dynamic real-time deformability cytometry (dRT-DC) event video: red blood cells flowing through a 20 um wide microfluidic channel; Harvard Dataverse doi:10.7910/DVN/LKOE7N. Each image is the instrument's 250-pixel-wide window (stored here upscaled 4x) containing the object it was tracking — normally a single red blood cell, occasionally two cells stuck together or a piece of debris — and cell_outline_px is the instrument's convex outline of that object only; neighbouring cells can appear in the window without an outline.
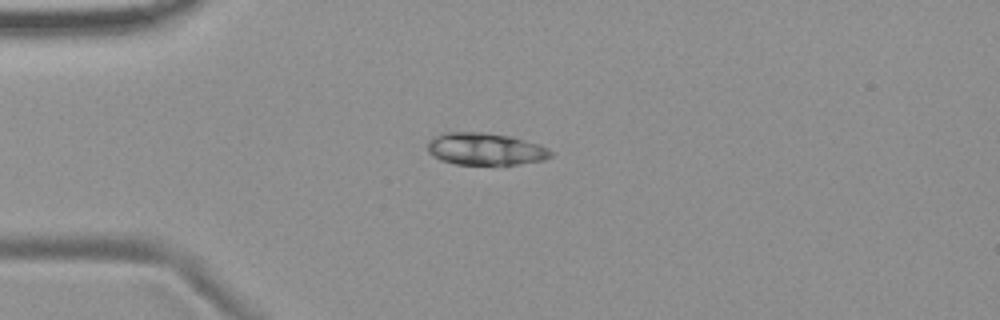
{"species": "common noctule bat (a hibernating species)", "species_latin": "Nyctalus noctula", "temperature_condition": "room temperature", "stored_images_in_passage": 9, "camera_frame_rate_fps": 3000, "um_per_image_px": 0.085, "animal": {"sex": "female", "body_mass_g": 19.9}, "frame": {"image": 1, "passage_image": 4, "time_ms": 3.667, "image_size_px": [1000, 320], "cell_outline_px": [[552, 156], [544, 160], [520, 164], [456, 164], [440, 160], [432, 156], [428, 152], [428, 140], [444, 132], [484, 132], [512, 136], [540, 144], [548, 148], [552, 152]], "centroid_in_image_um": [41.26, 12.66], "position_along_channel_um": 43.7, "area_um2": 23.29}}
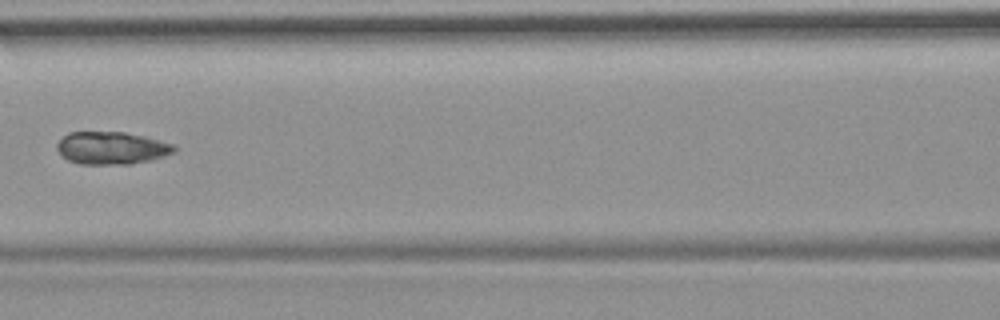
{"frame": {"image": 2, "passage_image": 7, "time_ms": 7.333, "image_size_px": [1000, 320], "cell_outline_px": [[176, 148], [172, 152], [164, 156], [152, 160], [132, 164], [80, 164], [68, 160], [56, 148], [56, 144], [68, 132], [124, 132], [144, 136], [172, 144]], "centroid_in_image_um": [9.47, 12.58], "position_along_channel_um": 157.1, "area_um2": 22.08}}
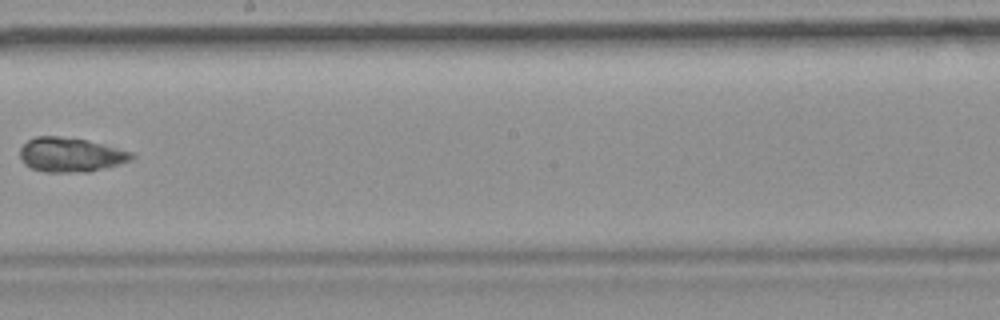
{"frame": {"image": 3, "passage_image": 9, "time_ms": 9.667, "image_size_px": [1000, 320], "cell_outline_px": [[136, 156], [132, 160], [120, 164], [88, 172], [44, 172], [32, 168], [24, 164], [20, 156], [20, 148], [28, 140], [36, 136], [60, 136], [84, 140], [132, 152]], "centroid_in_image_um": [5.99, 13.17], "position_along_channel_um": 242.2, "area_um2": 22.2}}